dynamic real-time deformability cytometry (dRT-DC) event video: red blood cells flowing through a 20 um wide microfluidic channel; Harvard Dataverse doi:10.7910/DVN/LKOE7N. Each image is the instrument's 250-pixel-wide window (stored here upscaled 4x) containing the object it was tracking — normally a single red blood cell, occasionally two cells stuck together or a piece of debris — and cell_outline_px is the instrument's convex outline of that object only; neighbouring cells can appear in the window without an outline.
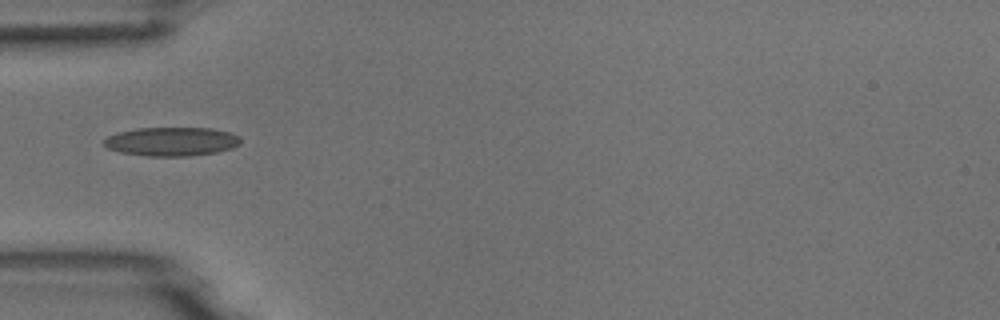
{"species": "common noctule bat (a hibernating species)", "species_latin": "Nyctalus noctula", "temperature_condition": "room temperature", "stored_images_in_passage": 1, "camera_frame_rate_fps": 3000, "um_per_image_px": 0.085, "animal": {"sex": "male", "body_mass_g": 18.8}, "frame": {"image": 1, "passage_image": 1, "time_ms": 0.0, "image_size_px": [1000, 320], "cell_outline_px": [[240, 144], [232, 148], [216, 152], [188, 156], [148, 156], [120, 152], [108, 148], [104, 144], [104, 140], [108, 136], [116, 132], [136, 128], [212, 128], [228, 132], [240, 136]], "centroid_in_image_um": [14.58, 12.02], "position_along_channel_um": 70.4, "area_um2": 22.95}}